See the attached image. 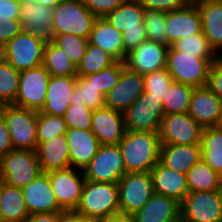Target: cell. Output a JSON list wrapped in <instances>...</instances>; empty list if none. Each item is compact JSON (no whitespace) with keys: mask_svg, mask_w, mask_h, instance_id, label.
Masks as SVG:
<instances>
[{"mask_svg":"<svg viewBox=\"0 0 222 222\" xmlns=\"http://www.w3.org/2000/svg\"><path fill=\"white\" fill-rule=\"evenodd\" d=\"M133 217L135 222H180V203L173 198L154 193Z\"/></svg>","mask_w":222,"mask_h":222,"instance_id":"cell-25","label":"cell"},{"mask_svg":"<svg viewBox=\"0 0 222 222\" xmlns=\"http://www.w3.org/2000/svg\"><path fill=\"white\" fill-rule=\"evenodd\" d=\"M202 31L201 14L194 1L186 7L166 12V45Z\"/></svg>","mask_w":222,"mask_h":222,"instance_id":"cell-18","label":"cell"},{"mask_svg":"<svg viewBox=\"0 0 222 222\" xmlns=\"http://www.w3.org/2000/svg\"><path fill=\"white\" fill-rule=\"evenodd\" d=\"M57 222H87L76 210L58 212Z\"/></svg>","mask_w":222,"mask_h":222,"instance_id":"cell-52","label":"cell"},{"mask_svg":"<svg viewBox=\"0 0 222 222\" xmlns=\"http://www.w3.org/2000/svg\"><path fill=\"white\" fill-rule=\"evenodd\" d=\"M13 149L8 127L6 126L3 114L0 112V158Z\"/></svg>","mask_w":222,"mask_h":222,"instance_id":"cell-51","label":"cell"},{"mask_svg":"<svg viewBox=\"0 0 222 222\" xmlns=\"http://www.w3.org/2000/svg\"><path fill=\"white\" fill-rule=\"evenodd\" d=\"M126 131L159 132L165 116L162 101L143 93L123 112Z\"/></svg>","mask_w":222,"mask_h":222,"instance_id":"cell-12","label":"cell"},{"mask_svg":"<svg viewBox=\"0 0 222 222\" xmlns=\"http://www.w3.org/2000/svg\"><path fill=\"white\" fill-rule=\"evenodd\" d=\"M188 113L203 128L218 127L222 100L208 86L194 88Z\"/></svg>","mask_w":222,"mask_h":222,"instance_id":"cell-19","label":"cell"},{"mask_svg":"<svg viewBox=\"0 0 222 222\" xmlns=\"http://www.w3.org/2000/svg\"><path fill=\"white\" fill-rule=\"evenodd\" d=\"M20 72L5 59H0V106L12 105L19 90Z\"/></svg>","mask_w":222,"mask_h":222,"instance_id":"cell-37","label":"cell"},{"mask_svg":"<svg viewBox=\"0 0 222 222\" xmlns=\"http://www.w3.org/2000/svg\"><path fill=\"white\" fill-rule=\"evenodd\" d=\"M47 173L59 206L63 210H76L86 181L83 171L70 167Z\"/></svg>","mask_w":222,"mask_h":222,"instance_id":"cell-14","label":"cell"},{"mask_svg":"<svg viewBox=\"0 0 222 222\" xmlns=\"http://www.w3.org/2000/svg\"><path fill=\"white\" fill-rule=\"evenodd\" d=\"M42 65L50 76L77 77V67L51 40L45 44Z\"/></svg>","mask_w":222,"mask_h":222,"instance_id":"cell-34","label":"cell"},{"mask_svg":"<svg viewBox=\"0 0 222 222\" xmlns=\"http://www.w3.org/2000/svg\"><path fill=\"white\" fill-rule=\"evenodd\" d=\"M29 215L37 213H58L59 206L47 172L41 173L34 181L22 188Z\"/></svg>","mask_w":222,"mask_h":222,"instance_id":"cell-20","label":"cell"},{"mask_svg":"<svg viewBox=\"0 0 222 222\" xmlns=\"http://www.w3.org/2000/svg\"><path fill=\"white\" fill-rule=\"evenodd\" d=\"M68 127L64 116L48 115L38 111L37 114V140L38 144L52 137L64 135Z\"/></svg>","mask_w":222,"mask_h":222,"instance_id":"cell-40","label":"cell"},{"mask_svg":"<svg viewBox=\"0 0 222 222\" xmlns=\"http://www.w3.org/2000/svg\"><path fill=\"white\" fill-rule=\"evenodd\" d=\"M83 174L89 181L118 184L126 174L120 147L101 144L96 155L84 168Z\"/></svg>","mask_w":222,"mask_h":222,"instance_id":"cell-10","label":"cell"},{"mask_svg":"<svg viewBox=\"0 0 222 222\" xmlns=\"http://www.w3.org/2000/svg\"><path fill=\"white\" fill-rule=\"evenodd\" d=\"M145 10L169 12L186 7L193 0H138Z\"/></svg>","mask_w":222,"mask_h":222,"instance_id":"cell-47","label":"cell"},{"mask_svg":"<svg viewBox=\"0 0 222 222\" xmlns=\"http://www.w3.org/2000/svg\"><path fill=\"white\" fill-rule=\"evenodd\" d=\"M76 83L77 77L51 76L45 103L40 112L48 115L64 116L70 106L72 91Z\"/></svg>","mask_w":222,"mask_h":222,"instance_id":"cell-26","label":"cell"},{"mask_svg":"<svg viewBox=\"0 0 222 222\" xmlns=\"http://www.w3.org/2000/svg\"><path fill=\"white\" fill-rule=\"evenodd\" d=\"M128 0H81V2L97 17L103 18L120 4Z\"/></svg>","mask_w":222,"mask_h":222,"instance_id":"cell-46","label":"cell"},{"mask_svg":"<svg viewBox=\"0 0 222 222\" xmlns=\"http://www.w3.org/2000/svg\"><path fill=\"white\" fill-rule=\"evenodd\" d=\"M88 42L106 51L116 61H125L127 55L124 53L123 34L104 18L95 20Z\"/></svg>","mask_w":222,"mask_h":222,"instance_id":"cell-29","label":"cell"},{"mask_svg":"<svg viewBox=\"0 0 222 222\" xmlns=\"http://www.w3.org/2000/svg\"><path fill=\"white\" fill-rule=\"evenodd\" d=\"M2 58V48L0 47V59Z\"/></svg>","mask_w":222,"mask_h":222,"instance_id":"cell-57","label":"cell"},{"mask_svg":"<svg viewBox=\"0 0 222 222\" xmlns=\"http://www.w3.org/2000/svg\"><path fill=\"white\" fill-rule=\"evenodd\" d=\"M144 12L145 9L138 0H128L103 17L106 22L123 34L126 55L147 40L143 25Z\"/></svg>","mask_w":222,"mask_h":222,"instance_id":"cell-3","label":"cell"},{"mask_svg":"<svg viewBox=\"0 0 222 222\" xmlns=\"http://www.w3.org/2000/svg\"><path fill=\"white\" fill-rule=\"evenodd\" d=\"M93 110L85 105H70L64 114L68 128L91 130Z\"/></svg>","mask_w":222,"mask_h":222,"instance_id":"cell-45","label":"cell"},{"mask_svg":"<svg viewBox=\"0 0 222 222\" xmlns=\"http://www.w3.org/2000/svg\"><path fill=\"white\" fill-rule=\"evenodd\" d=\"M36 153L42 172L71 167L69 146L65 134L41 142L37 145Z\"/></svg>","mask_w":222,"mask_h":222,"instance_id":"cell-28","label":"cell"},{"mask_svg":"<svg viewBox=\"0 0 222 222\" xmlns=\"http://www.w3.org/2000/svg\"><path fill=\"white\" fill-rule=\"evenodd\" d=\"M201 14L202 32L210 46L222 55V0H193Z\"/></svg>","mask_w":222,"mask_h":222,"instance_id":"cell-27","label":"cell"},{"mask_svg":"<svg viewBox=\"0 0 222 222\" xmlns=\"http://www.w3.org/2000/svg\"><path fill=\"white\" fill-rule=\"evenodd\" d=\"M22 31L40 36L46 41L53 39V8L41 3H22L20 17Z\"/></svg>","mask_w":222,"mask_h":222,"instance_id":"cell-22","label":"cell"},{"mask_svg":"<svg viewBox=\"0 0 222 222\" xmlns=\"http://www.w3.org/2000/svg\"><path fill=\"white\" fill-rule=\"evenodd\" d=\"M0 215L2 222H25L30 216L21 188L0 181Z\"/></svg>","mask_w":222,"mask_h":222,"instance_id":"cell-31","label":"cell"},{"mask_svg":"<svg viewBox=\"0 0 222 222\" xmlns=\"http://www.w3.org/2000/svg\"><path fill=\"white\" fill-rule=\"evenodd\" d=\"M96 19L81 0H61L53 8V37L72 34L88 39Z\"/></svg>","mask_w":222,"mask_h":222,"instance_id":"cell-4","label":"cell"},{"mask_svg":"<svg viewBox=\"0 0 222 222\" xmlns=\"http://www.w3.org/2000/svg\"><path fill=\"white\" fill-rule=\"evenodd\" d=\"M200 144L201 159L222 176V128H203Z\"/></svg>","mask_w":222,"mask_h":222,"instance_id":"cell-33","label":"cell"},{"mask_svg":"<svg viewBox=\"0 0 222 222\" xmlns=\"http://www.w3.org/2000/svg\"><path fill=\"white\" fill-rule=\"evenodd\" d=\"M203 127L189 113L165 115L162 118L159 137L161 145H192L201 143Z\"/></svg>","mask_w":222,"mask_h":222,"instance_id":"cell-15","label":"cell"},{"mask_svg":"<svg viewBox=\"0 0 222 222\" xmlns=\"http://www.w3.org/2000/svg\"><path fill=\"white\" fill-rule=\"evenodd\" d=\"M154 193L161 194L181 203L189 193L187 176L164 166L160 161L151 169Z\"/></svg>","mask_w":222,"mask_h":222,"instance_id":"cell-24","label":"cell"},{"mask_svg":"<svg viewBox=\"0 0 222 222\" xmlns=\"http://www.w3.org/2000/svg\"><path fill=\"white\" fill-rule=\"evenodd\" d=\"M124 67V62L115 61L113 64L102 69L100 72L84 77L88 82H92L98 91L105 96L117 85Z\"/></svg>","mask_w":222,"mask_h":222,"instance_id":"cell-41","label":"cell"},{"mask_svg":"<svg viewBox=\"0 0 222 222\" xmlns=\"http://www.w3.org/2000/svg\"><path fill=\"white\" fill-rule=\"evenodd\" d=\"M145 96L155 97L162 102L173 82V78L166 68L152 73L144 74Z\"/></svg>","mask_w":222,"mask_h":222,"instance_id":"cell-44","label":"cell"},{"mask_svg":"<svg viewBox=\"0 0 222 222\" xmlns=\"http://www.w3.org/2000/svg\"><path fill=\"white\" fill-rule=\"evenodd\" d=\"M21 4L22 3H26V2H30V3H32V0H18Z\"/></svg>","mask_w":222,"mask_h":222,"instance_id":"cell-56","label":"cell"},{"mask_svg":"<svg viewBox=\"0 0 222 222\" xmlns=\"http://www.w3.org/2000/svg\"><path fill=\"white\" fill-rule=\"evenodd\" d=\"M186 176L189 192L222 190V176L202 159L190 168Z\"/></svg>","mask_w":222,"mask_h":222,"instance_id":"cell-32","label":"cell"},{"mask_svg":"<svg viewBox=\"0 0 222 222\" xmlns=\"http://www.w3.org/2000/svg\"><path fill=\"white\" fill-rule=\"evenodd\" d=\"M46 40L21 31L2 48V58L19 72L36 68L43 63Z\"/></svg>","mask_w":222,"mask_h":222,"instance_id":"cell-7","label":"cell"},{"mask_svg":"<svg viewBox=\"0 0 222 222\" xmlns=\"http://www.w3.org/2000/svg\"><path fill=\"white\" fill-rule=\"evenodd\" d=\"M153 194L150 172L126 173L118 182L120 212L133 215L143 208Z\"/></svg>","mask_w":222,"mask_h":222,"instance_id":"cell-11","label":"cell"},{"mask_svg":"<svg viewBox=\"0 0 222 222\" xmlns=\"http://www.w3.org/2000/svg\"><path fill=\"white\" fill-rule=\"evenodd\" d=\"M97 222H135L133 215L126 213H116L113 215H109L106 218H103Z\"/></svg>","mask_w":222,"mask_h":222,"instance_id":"cell-54","label":"cell"},{"mask_svg":"<svg viewBox=\"0 0 222 222\" xmlns=\"http://www.w3.org/2000/svg\"><path fill=\"white\" fill-rule=\"evenodd\" d=\"M207 86L222 100V55L211 64Z\"/></svg>","mask_w":222,"mask_h":222,"instance_id":"cell-49","label":"cell"},{"mask_svg":"<svg viewBox=\"0 0 222 222\" xmlns=\"http://www.w3.org/2000/svg\"><path fill=\"white\" fill-rule=\"evenodd\" d=\"M219 127H221V128H222V118H221V122H220V124H219Z\"/></svg>","mask_w":222,"mask_h":222,"instance_id":"cell-58","label":"cell"},{"mask_svg":"<svg viewBox=\"0 0 222 222\" xmlns=\"http://www.w3.org/2000/svg\"><path fill=\"white\" fill-rule=\"evenodd\" d=\"M14 149L36 150L38 111L14 105L0 106Z\"/></svg>","mask_w":222,"mask_h":222,"instance_id":"cell-8","label":"cell"},{"mask_svg":"<svg viewBox=\"0 0 222 222\" xmlns=\"http://www.w3.org/2000/svg\"><path fill=\"white\" fill-rule=\"evenodd\" d=\"M194 87L172 82L162 102L164 114L187 113Z\"/></svg>","mask_w":222,"mask_h":222,"instance_id":"cell-35","label":"cell"},{"mask_svg":"<svg viewBox=\"0 0 222 222\" xmlns=\"http://www.w3.org/2000/svg\"><path fill=\"white\" fill-rule=\"evenodd\" d=\"M22 31L19 19H7L0 17V47L12 40Z\"/></svg>","mask_w":222,"mask_h":222,"instance_id":"cell-48","label":"cell"},{"mask_svg":"<svg viewBox=\"0 0 222 222\" xmlns=\"http://www.w3.org/2000/svg\"><path fill=\"white\" fill-rule=\"evenodd\" d=\"M211 64L208 59L184 53L173 46L168 48L166 69L174 82L194 88L207 86Z\"/></svg>","mask_w":222,"mask_h":222,"instance_id":"cell-5","label":"cell"},{"mask_svg":"<svg viewBox=\"0 0 222 222\" xmlns=\"http://www.w3.org/2000/svg\"><path fill=\"white\" fill-rule=\"evenodd\" d=\"M85 105L92 110L105 106V96L102 95L92 82L85 77L77 76V83L72 91L70 105Z\"/></svg>","mask_w":222,"mask_h":222,"instance_id":"cell-38","label":"cell"},{"mask_svg":"<svg viewBox=\"0 0 222 222\" xmlns=\"http://www.w3.org/2000/svg\"><path fill=\"white\" fill-rule=\"evenodd\" d=\"M144 90L143 75L124 67L117 85L105 95V107L123 113L144 93Z\"/></svg>","mask_w":222,"mask_h":222,"instance_id":"cell-17","label":"cell"},{"mask_svg":"<svg viewBox=\"0 0 222 222\" xmlns=\"http://www.w3.org/2000/svg\"><path fill=\"white\" fill-rule=\"evenodd\" d=\"M168 48V45L145 40L127 53L125 67L142 75L162 70L166 68Z\"/></svg>","mask_w":222,"mask_h":222,"instance_id":"cell-16","label":"cell"},{"mask_svg":"<svg viewBox=\"0 0 222 222\" xmlns=\"http://www.w3.org/2000/svg\"><path fill=\"white\" fill-rule=\"evenodd\" d=\"M51 41L66 53L76 67L83 58L88 45V39L72 34L57 35Z\"/></svg>","mask_w":222,"mask_h":222,"instance_id":"cell-42","label":"cell"},{"mask_svg":"<svg viewBox=\"0 0 222 222\" xmlns=\"http://www.w3.org/2000/svg\"><path fill=\"white\" fill-rule=\"evenodd\" d=\"M69 146L71 167L79 170L90 163L98 152L100 142L91 130L68 128L65 133Z\"/></svg>","mask_w":222,"mask_h":222,"instance_id":"cell-23","label":"cell"},{"mask_svg":"<svg viewBox=\"0 0 222 222\" xmlns=\"http://www.w3.org/2000/svg\"><path fill=\"white\" fill-rule=\"evenodd\" d=\"M61 0H32V3H41L44 6L54 8Z\"/></svg>","mask_w":222,"mask_h":222,"instance_id":"cell-55","label":"cell"},{"mask_svg":"<svg viewBox=\"0 0 222 222\" xmlns=\"http://www.w3.org/2000/svg\"><path fill=\"white\" fill-rule=\"evenodd\" d=\"M180 214L181 222H222V190L189 192Z\"/></svg>","mask_w":222,"mask_h":222,"instance_id":"cell-9","label":"cell"},{"mask_svg":"<svg viewBox=\"0 0 222 222\" xmlns=\"http://www.w3.org/2000/svg\"><path fill=\"white\" fill-rule=\"evenodd\" d=\"M50 74L43 65L20 72L17 107L40 111L45 103Z\"/></svg>","mask_w":222,"mask_h":222,"instance_id":"cell-13","label":"cell"},{"mask_svg":"<svg viewBox=\"0 0 222 222\" xmlns=\"http://www.w3.org/2000/svg\"><path fill=\"white\" fill-rule=\"evenodd\" d=\"M76 211L87 222L119 213L118 184L86 180Z\"/></svg>","mask_w":222,"mask_h":222,"instance_id":"cell-2","label":"cell"},{"mask_svg":"<svg viewBox=\"0 0 222 222\" xmlns=\"http://www.w3.org/2000/svg\"><path fill=\"white\" fill-rule=\"evenodd\" d=\"M115 61L106 51L88 42L85 54L77 66V76L96 74Z\"/></svg>","mask_w":222,"mask_h":222,"instance_id":"cell-36","label":"cell"},{"mask_svg":"<svg viewBox=\"0 0 222 222\" xmlns=\"http://www.w3.org/2000/svg\"><path fill=\"white\" fill-rule=\"evenodd\" d=\"M126 173L150 172L159 162V132L126 131L118 144Z\"/></svg>","mask_w":222,"mask_h":222,"instance_id":"cell-1","label":"cell"},{"mask_svg":"<svg viewBox=\"0 0 222 222\" xmlns=\"http://www.w3.org/2000/svg\"><path fill=\"white\" fill-rule=\"evenodd\" d=\"M91 131L100 144L118 145L126 133L123 113L105 106L93 110Z\"/></svg>","mask_w":222,"mask_h":222,"instance_id":"cell-21","label":"cell"},{"mask_svg":"<svg viewBox=\"0 0 222 222\" xmlns=\"http://www.w3.org/2000/svg\"><path fill=\"white\" fill-rule=\"evenodd\" d=\"M20 5L18 0H0V17L19 19Z\"/></svg>","mask_w":222,"mask_h":222,"instance_id":"cell-50","label":"cell"},{"mask_svg":"<svg viewBox=\"0 0 222 222\" xmlns=\"http://www.w3.org/2000/svg\"><path fill=\"white\" fill-rule=\"evenodd\" d=\"M143 25L147 40L166 45V12L145 10Z\"/></svg>","mask_w":222,"mask_h":222,"instance_id":"cell-43","label":"cell"},{"mask_svg":"<svg viewBox=\"0 0 222 222\" xmlns=\"http://www.w3.org/2000/svg\"><path fill=\"white\" fill-rule=\"evenodd\" d=\"M42 172L36 150L13 149L0 158V181L23 188Z\"/></svg>","mask_w":222,"mask_h":222,"instance_id":"cell-6","label":"cell"},{"mask_svg":"<svg viewBox=\"0 0 222 222\" xmlns=\"http://www.w3.org/2000/svg\"><path fill=\"white\" fill-rule=\"evenodd\" d=\"M58 213L31 214L25 222H57Z\"/></svg>","mask_w":222,"mask_h":222,"instance_id":"cell-53","label":"cell"},{"mask_svg":"<svg viewBox=\"0 0 222 222\" xmlns=\"http://www.w3.org/2000/svg\"><path fill=\"white\" fill-rule=\"evenodd\" d=\"M172 46L184 53L208 59L211 63L219 56L210 46L208 39L202 31L186 38H181Z\"/></svg>","mask_w":222,"mask_h":222,"instance_id":"cell-39","label":"cell"},{"mask_svg":"<svg viewBox=\"0 0 222 222\" xmlns=\"http://www.w3.org/2000/svg\"><path fill=\"white\" fill-rule=\"evenodd\" d=\"M201 159V144L161 145L159 161L166 167L187 174Z\"/></svg>","mask_w":222,"mask_h":222,"instance_id":"cell-30","label":"cell"}]
</instances>
